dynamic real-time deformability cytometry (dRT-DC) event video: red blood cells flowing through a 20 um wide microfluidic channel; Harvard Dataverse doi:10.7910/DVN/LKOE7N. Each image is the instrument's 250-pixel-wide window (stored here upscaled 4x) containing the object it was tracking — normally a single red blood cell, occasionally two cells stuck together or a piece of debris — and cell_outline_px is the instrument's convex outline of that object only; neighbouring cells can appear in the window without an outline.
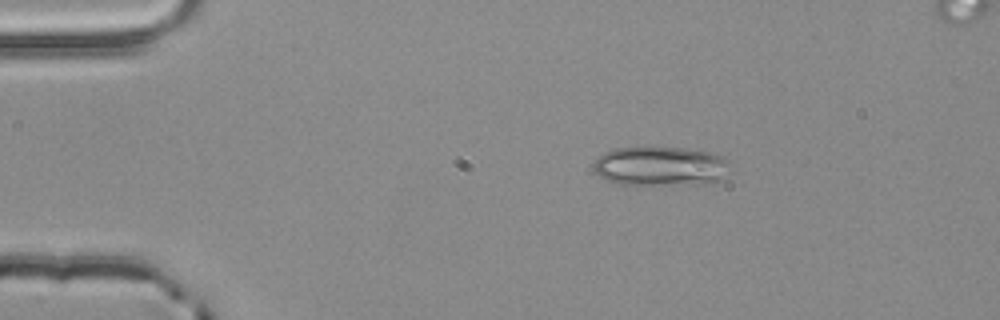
{"species": "common noctule bat (a hibernating species)", "species_latin": "Nyctalus noctula", "temperature_condition": "room temperature", "stored_images_in_passage": 44, "camera_frame_rate_fps": 3000, "um_per_image_px": 0.085, "animal": {"sex": "male", "body_mass_g": 20.4}, "frame": {"image": 1, "passage_image": 1, "time_ms": 0.0, "image_size_px": [1000, 320], "cell_outline_px": [[728, 176], [712, 184], [616, 184], [604, 180], [592, 168], [592, 164], [604, 152], [612, 148], [684, 148], [712, 152], [724, 156], [728, 160]], "centroid_in_image_um": [56.18, 14.14], "position_along_channel_um": 28.8, "area_um2": 31.67}}
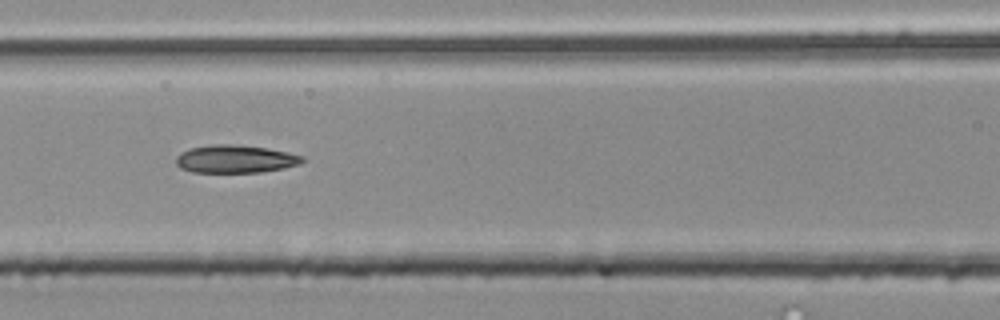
{"frame": {"image": 2, "passage_image": 15, "time_ms": 4.667, "image_size_px": [1000, 320], "cell_outline_px": [[304, 160], [300, 164], [284, 168], [260, 172], [192, 172], [180, 168], [176, 164], [176, 156], [180, 152], [192, 148], [212, 144], [232, 144], [268, 148], [288, 152], [304, 156]], "centroid_in_image_um": [20.0, 13.51], "position_along_channel_um": 146.6, "area_um2": 20.58}}
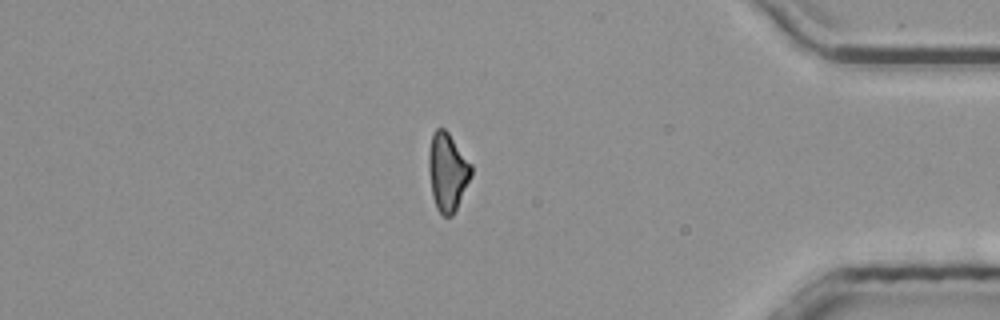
{"frame": {"image": 3, "passage_image": 37, "time_ms": 12.0, "image_size_px": [1000, 320], "cell_outline_px": [[472, 176], [452, 216], [444, 216], [436, 208], [432, 196], [428, 168], [428, 152], [432, 132], [436, 128], [444, 128], [448, 132], [472, 164]], "centroid_in_image_um": [38.03, 14.58], "position_along_channel_um": 397.2, "area_um2": 19.48}}